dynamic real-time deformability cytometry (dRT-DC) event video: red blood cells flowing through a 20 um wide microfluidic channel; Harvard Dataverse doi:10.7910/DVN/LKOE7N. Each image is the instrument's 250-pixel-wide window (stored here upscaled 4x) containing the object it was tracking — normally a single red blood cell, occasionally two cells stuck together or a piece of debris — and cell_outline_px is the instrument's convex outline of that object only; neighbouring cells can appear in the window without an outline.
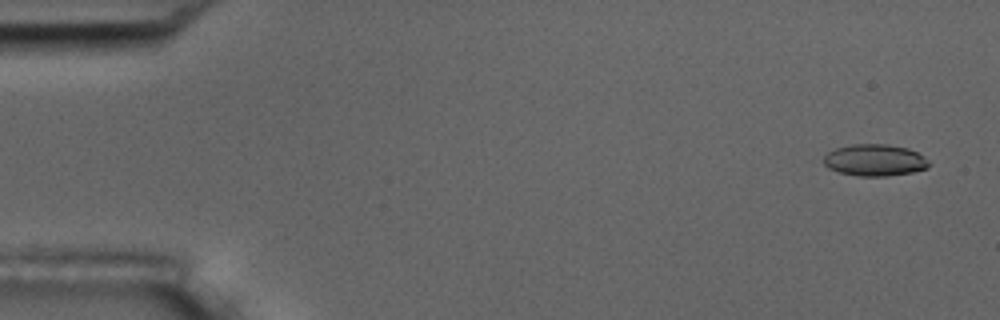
{"species": "common noctule bat (a hibernating species)", "species_latin": "Nyctalus noctula", "temperature_condition": "room temperature", "stored_images_in_passage": 4, "camera_frame_rate_fps": 3000, "um_per_image_px": 0.085, "animal": {"sex": "male", "body_mass_g": 17.5, "forearm_length_mm": 52.3}, "frame": {"image": 1, "passage_image": 1, "time_ms": 0.0, "image_size_px": [1000, 320], "cell_outline_px": [[928, 168], [912, 172], [888, 176], [860, 176], [840, 172], [828, 168], [824, 164], [824, 156], [828, 152], [836, 148], [852, 144], [884, 144], [908, 148], [916, 152], [928, 160]], "centroid_in_image_um": [74.34, 13.61], "position_along_channel_um": 10.7, "area_um2": 19.31}}
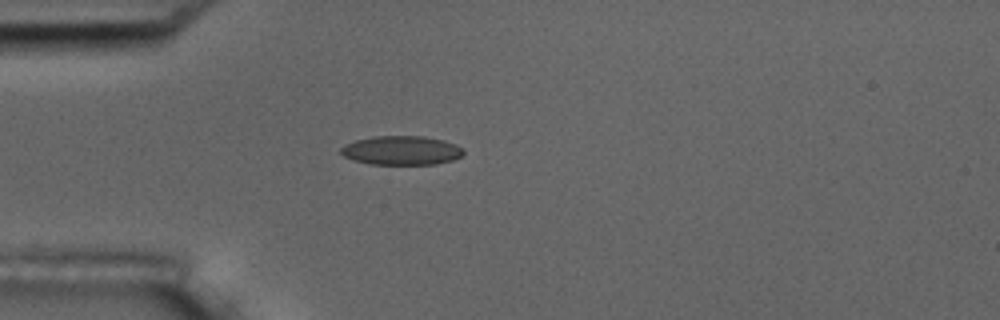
{"frame": {"image": 2, "passage_image": 4, "time_ms": 4.333, "image_size_px": [1000, 320], "cell_outline_px": [[464, 152], [460, 156], [452, 160], [436, 164], [368, 164], [352, 160], [344, 156], [340, 152], [340, 148], [344, 144], [356, 140], [376, 136], [424, 136], [444, 140], [456, 144], [464, 148]], "centroid_in_image_um": [34.12, 12.78], "position_along_channel_um": 50.9, "area_um2": 20.87}}